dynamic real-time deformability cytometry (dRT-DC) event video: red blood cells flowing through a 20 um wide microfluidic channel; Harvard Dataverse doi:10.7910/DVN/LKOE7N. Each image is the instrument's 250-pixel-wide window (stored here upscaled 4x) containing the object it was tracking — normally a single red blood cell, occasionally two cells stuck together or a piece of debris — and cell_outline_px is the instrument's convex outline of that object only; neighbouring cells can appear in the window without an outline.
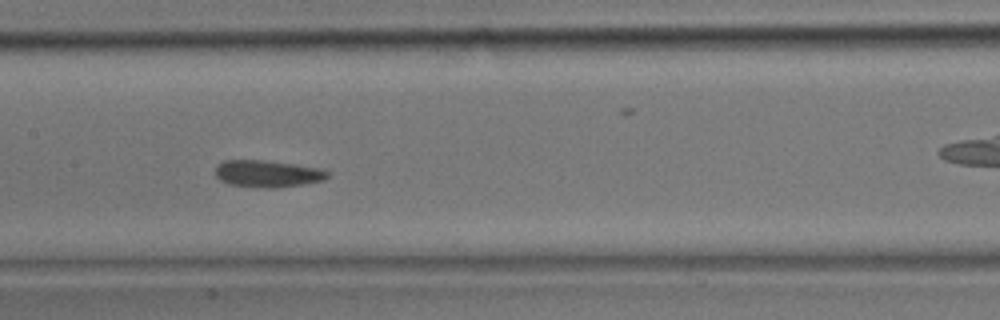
{"species": "common noctule bat (a hibernating species)", "species_latin": "Nyctalus noctula", "temperature_condition": "room temperature", "stored_images_in_passage": 31, "camera_frame_rate_fps": 3000, "um_per_image_px": 0.085, "animal": {"sex": "male", "body_mass_g": 17.9}, "frame": {"image": 1, "passage_image": 14, "time_ms": 4.333, "image_size_px": [1000, 320], "cell_outline_px": [[328, 176], [324, 180], [304, 184], [276, 188], [264, 188], [228, 184], [220, 180], [216, 176], [216, 164], [224, 160], [264, 160], [320, 168], [328, 172]], "centroid_in_image_um": [22.71, 14.77], "position_along_channel_um": 184.7, "area_um2": 17.63}}
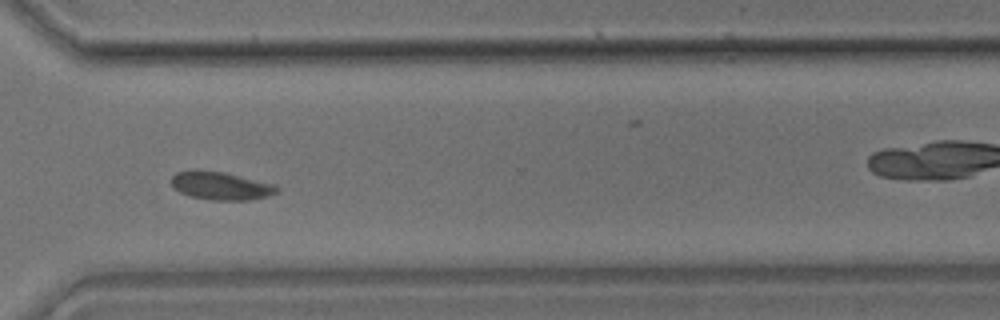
{"frame": {"image": 2, "passage_image": 22, "time_ms": 7.0, "image_size_px": [1000, 320], "cell_outline_px": [[280, 188], [276, 192], [268, 196], [248, 200], [212, 200], [192, 196], [180, 192], [172, 184], [172, 176], [176, 172], [192, 168], [196, 168], [224, 172], [276, 184]], "centroid_in_image_um": [18.77, 15.76], "position_along_channel_um": 351.8, "area_um2": 17.46}}